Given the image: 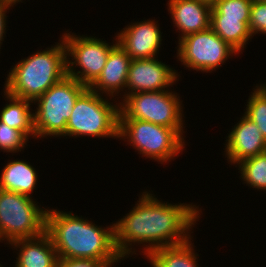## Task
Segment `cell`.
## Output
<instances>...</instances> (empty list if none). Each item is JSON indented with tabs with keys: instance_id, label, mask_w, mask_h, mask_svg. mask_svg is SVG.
<instances>
[{
	"instance_id": "cell-1",
	"label": "cell",
	"mask_w": 266,
	"mask_h": 267,
	"mask_svg": "<svg viewBox=\"0 0 266 267\" xmlns=\"http://www.w3.org/2000/svg\"><path fill=\"white\" fill-rule=\"evenodd\" d=\"M146 190L129 213L114 221L115 245L124 260L142 253L146 258L155 249L186 243L203 216L197 203H169Z\"/></svg>"
},
{
	"instance_id": "cell-2",
	"label": "cell",
	"mask_w": 266,
	"mask_h": 267,
	"mask_svg": "<svg viewBox=\"0 0 266 267\" xmlns=\"http://www.w3.org/2000/svg\"><path fill=\"white\" fill-rule=\"evenodd\" d=\"M105 226L72 211L47 209L46 233L58 258L99 260L107 267L121 264L124 259L115 245L114 222Z\"/></svg>"
},
{
	"instance_id": "cell-3",
	"label": "cell",
	"mask_w": 266,
	"mask_h": 267,
	"mask_svg": "<svg viewBox=\"0 0 266 267\" xmlns=\"http://www.w3.org/2000/svg\"><path fill=\"white\" fill-rule=\"evenodd\" d=\"M3 90L14 97L34 102L67 76L66 46L62 39L13 63Z\"/></svg>"
},
{
	"instance_id": "cell-4",
	"label": "cell",
	"mask_w": 266,
	"mask_h": 267,
	"mask_svg": "<svg viewBox=\"0 0 266 267\" xmlns=\"http://www.w3.org/2000/svg\"><path fill=\"white\" fill-rule=\"evenodd\" d=\"M184 128H169L137 119H119L118 139L145 159L167 164L186 150ZM139 152V153H138ZM174 159V160H173Z\"/></svg>"
},
{
	"instance_id": "cell-5",
	"label": "cell",
	"mask_w": 266,
	"mask_h": 267,
	"mask_svg": "<svg viewBox=\"0 0 266 267\" xmlns=\"http://www.w3.org/2000/svg\"><path fill=\"white\" fill-rule=\"evenodd\" d=\"M118 128L119 101L100 95L88 87L78 97L71 111L66 138L88 136L118 140Z\"/></svg>"
},
{
	"instance_id": "cell-6",
	"label": "cell",
	"mask_w": 266,
	"mask_h": 267,
	"mask_svg": "<svg viewBox=\"0 0 266 267\" xmlns=\"http://www.w3.org/2000/svg\"><path fill=\"white\" fill-rule=\"evenodd\" d=\"M88 87L76 79L65 76L34 102L35 139L66 137L67 121L78 97Z\"/></svg>"
},
{
	"instance_id": "cell-7",
	"label": "cell",
	"mask_w": 266,
	"mask_h": 267,
	"mask_svg": "<svg viewBox=\"0 0 266 267\" xmlns=\"http://www.w3.org/2000/svg\"><path fill=\"white\" fill-rule=\"evenodd\" d=\"M33 197L0 189V242L36 238L46 232L47 207ZM6 242V243H5Z\"/></svg>"
},
{
	"instance_id": "cell-8",
	"label": "cell",
	"mask_w": 266,
	"mask_h": 267,
	"mask_svg": "<svg viewBox=\"0 0 266 267\" xmlns=\"http://www.w3.org/2000/svg\"><path fill=\"white\" fill-rule=\"evenodd\" d=\"M181 98L174 89L128 94L119 100V119H137L169 128H185Z\"/></svg>"
},
{
	"instance_id": "cell-9",
	"label": "cell",
	"mask_w": 266,
	"mask_h": 267,
	"mask_svg": "<svg viewBox=\"0 0 266 267\" xmlns=\"http://www.w3.org/2000/svg\"><path fill=\"white\" fill-rule=\"evenodd\" d=\"M61 37L66 46L67 76L90 87L101 75L110 50L117 44L116 35L111 43L96 36L77 35L69 29Z\"/></svg>"
},
{
	"instance_id": "cell-10",
	"label": "cell",
	"mask_w": 266,
	"mask_h": 267,
	"mask_svg": "<svg viewBox=\"0 0 266 267\" xmlns=\"http://www.w3.org/2000/svg\"><path fill=\"white\" fill-rule=\"evenodd\" d=\"M177 42L175 58L185 70L216 72L226 61L240 54L222 40L211 28L189 34ZM180 61V62H179Z\"/></svg>"
},
{
	"instance_id": "cell-11",
	"label": "cell",
	"mask_w": 266,
	"mask_h": 267,
	"mask_svg": "<svg viewBox=\"0 0 266 267\" xmlns=\"http://www.w3.org/2000/svg\"><path fill=\"white\" fill-rule=\"evenodd\" d=\"M175 68L162 62L158 57L152 59L131 60L126 81V95L147 92L172 90L181 80ZM180 79V80H179Z\"/></svg>"
},
{
	"instance_id": "cell-12",
	"label": "cell",
	"mask_w": 266,
	"mask_h": 267,
	"mask_svg": "<svg viewBox=\"0 0 266 267\" xmlns=\"http://www.w3.org/2000/svg\"><path fill=\"white\" fill-rule=\"evenodd\" d=\"M144 19L143 21H132L124 28L117 31L116 38L126 54L132 59H152L158 57L163 37L158 20Z\"/></svg>"
},
{
	"instance_id": "cell-13",
	"label": "cell",
	"mask_w": 266,
	"mask_h": 267,
	"mask_svg": "<svg viewBox=\"0 0 266 267\" xmlns=\"http://www.w3.org/2000/svg\"><path fill=\"white\" fill-rule=\"evenodd\" d=\"M229 129L223 148L227 162L235 166L240 161L266 152V140L258 126L244 114ZM231 130V131H230Z\"/></svg>"
},
{
	"instance_id": "cell-14",
	"label": "cell",
	"mask_w": 266,
	"mask_h": 267,
	"mask_svg": "<svg viewBox=\"0 0 266 267\" xmlns=\"http://www.w3.org/2000/svg\"><path fill=\"white\" fill-rule=\"evenodd\" d=\"M131 60L126 51L116 44L109 52L101 75L89 88L100 95L117 101L119 98L122 100L126 96V81Z\"/></svg>"
},
{
	"instance_id": "cell-15",
	"label": "cell",
	"mask_w": 266,
	"mask_h": 267,
	"mask_svg": "<svg viewBox=\"0 0 266 267\" xmlns=\"http://www.w3.org/2000/svg\"><path fill=\"white\" fill-rule=\"evenodd\" d=\"M168 15L171 16L178 41L183 37L210 28L212 7L200 0H169ZM177 29V30H176Z\"/></svg>"
},
{
	"instance_id": "cell-16",
	"label": "cell",
	"mask_w": 266,
	"mask_h": 267,
	"mask_svg": "<svg viewBox=\"0 0 266 267\" xmlns=\"http://www.w3.org/2000/svg\"><path fill=\"white\" fill-rule=\"evenodd\" d=\"M7 246L17 253L14 267H56L57 252L46 232L36 238L14 240Z\"/></svg>"
},
{
	"instance_id": "cell-17",
	"label": "cell",
	"mask_w": 266,
	"mask_h": 267,
	"mask_svg": "<svg viewBox=\"0 0 266 267\" xmlns=\"http://www.w3.org/2000/svg\"><path fill=\"white\" fill-rule=\"evenodd\" d=\"M6 162L0 173V189L34 197L39 179L36 168L23 159Z\"/></svg>"
},
{
	"instance_id": "cell-18",
	"label": "cell",
	"mask_w": 266,
	"mask_h": 267,
	"mask_svg": "<svg viewBox=\"0 0 266 267\" xmlns=\"http://www.w3.org/2000/svg\"><path fill=\"white\" fill-rule=\"evenodd\" d=\"M2 93L7 104L0 109V122L22 131L30 139H35L33 102L9 95L4 90Z\"/></svg>"
},
{
	"instance_id": "cell-19",
	"label": "cell",
	"mask_w": 266,
	"mask_h": 267,
	"mask_svg": "<svg viewBox=\"0 0 266 267\" xmlns=\"http://www.w3.org/2000/svg\"><path fill=\"white\" fill-rule=\"evenodd\" d=\"M194 236L186 243L153 250L146 258L151 267H199ZM193 242V243H192Z\"/></svg>"
},
{
	"instance_id": "cell-20",
	"label": "cell",
	"mask_w": 266,
	"mask_h": 267,
	"mask_svg": "<svg viewBox=\"0 0 266 267\" xmlns=\"http://www.w3.org/2000/svg\"><path fill=\"white\" fill-rule=\"evenodd\" d=\"M249 22H241L232 18H211L210 28L239 54L246 49L249 40L253 39L250 33Z\"/></svg>"
},
{
	"instance_id": "cell-21",
	"label": "cell",
	"mask_w": 266,
	"mask_h": 267,
	"mask_svg": "<svg viewBox=\"0 0 266 267\" xmlns=\"http://www.w3.org/2000/svg\"><path fill=\"white\" fill-rule=\"evenodd\" d=\"M242 184L266 192V152L246 158L235 165Z\"/></svg>"
},
{
	"instance_id": "cell-22",
	"label": "cell",
	"mask_w": 266,
	"mask_h": 267,
	"mask_svg": "<svg viewBox=\"0 0 266 267\" xmlns=\"http://www.w3.org/2000/svg\"><path fill=\"white\" fill-rule=\"evenodd\" d=\"M259 82L252 88L243 114L258 126L266 140V82Z\"/></svg>"
},
{
	"instance_id": "cell-23",
	"label": "cell",
	"mask_w": 266,
	"mask_h": 267,
	"mask_svg": "<svg viewBox=\"0 0 266 267\" xmlns=\"http://www.w3.org/2000/svg\"><path fill=\"white\" fill-rule=\"evenodd\" d=\"M251 0H219L211 9V18H232L249 22Z\"/></svg>"
},
{
	"instance_id": "cell-24",
	"label": "cell",
	"mask_w": 266,
	"mask_h": 267,
	"mask_svg": "<svg viewBox=\"0 0 266 267\" xmlns=\"http://www.w3.org/2000/svg\"><path fill=\"white\" fill-rule=\"evenodd\" d=\"M29 138L19 130L9 127L7 124L0 122V150L3 153L24 152V148L29 146Z\"/></svg>"
},
{
	"instance_id": "cell-25",
	"label": "cell",
	"mask_w": 266,
	"mask_h": 267,
	"mask_svg": "<svg viewBox=\"0 0 266 267\" xmlns=\"http://www.w3.org/2000/svg\"><path fill=\"white\" fill-rule=\"evenodd\" d=\"M248 27L252 37L266 34V2H252Z\"/></svg>"
},
{
	"instance_id": "cell-26",
	"label": "cell",
	"mask_w": 266,
	"mask_h": 267,
	"mask_svg": "<svg viewBox=\"0 0 266 267\" xmlns=\"http://www.w3.org/2000/svg\"><path fill=\"white\" fill-rule=\"evenodd\" d=\"M56 267H107L102 261L93 259L58 258Z\"/></svg>"
},
{
	"instance_id": "cell-27",
	"label": "cell",
	"mask_w": 266,
	"mask_h": 267,
	"mask_svg": "<svg viewBox=\"0 0 266 267\" xmlns=\"http://www.w3.org/2000/svg\"><path fill=\"white\" fill-rule=\"evenodd\" d=\"M13 8L12 5L8 3H4L0 1V49H2V44L4 42V38L6 37V32H7V22H8V12ZM9 10V11H8ZM1 51V50H0ZM1 53V52H0Z\"/></svg>"
},
{
	"instance_id": "cell-28",
	"label": "cell",
	"mask_w": 266,
	"mask_h": 267,
	"mask_svg": "<svg viewBox=\"0 0 266 267\" xmlns=\"http://www.w3.org/2000/svg\"><path fill=\"white\" fill-rule=\"evenodd\" d=\"M0 1H2L4 3H8V4L12 5L13 7L16 6V5H18V4H20V2L21 3L22 2L24 3L23 0H0Z\"/></svg>"
},
{
	"instance_id": "cell-29",
	"label": "cell",
	"mask_w": 266,
	"mask_h": 267,
	"mask_svg": "<svg viewBox=\"0 0 266 267\" xmlns=\"http://www.w3.org/2000/svg\"><path fill=\"white\" fill-rule=\"evenodd\" d=\"M200 1L213 7L219 0H200Z\"/></svg>"
},
{
	"instance_id": "cell-30",
	"label": "cell",
	"mask_w": 266,
	"mask_h": 267,
	"mask_svg": "<svg viewBox=\"0 0 266 267\" xmlns=\"http://www.w3.org/2000/svg\"><path fill=\"white\" fill-rule=\"evenodd\" d=\"M252 2H266V0H251Z\"/></svg>"
}]
</instances>
